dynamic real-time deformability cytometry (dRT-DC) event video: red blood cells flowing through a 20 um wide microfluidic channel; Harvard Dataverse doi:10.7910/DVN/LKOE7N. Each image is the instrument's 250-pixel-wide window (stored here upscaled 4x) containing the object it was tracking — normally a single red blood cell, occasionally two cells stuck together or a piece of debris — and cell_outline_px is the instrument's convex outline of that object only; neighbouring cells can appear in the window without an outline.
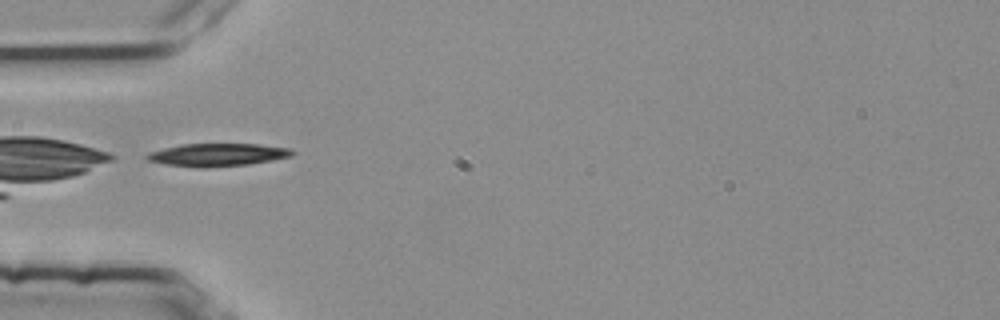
{"species": "common noctule bat (a hibernating species)", "species_latin": "Nyctalus noctula", "temperature_condition": "room temperature", "stored_images_in_passage": 3, "camera_frame_rate_fps": 3000, "um_per_image_px": 0.085, "animal": {"sex": "female", "body_mass_g": 25.1}, "frame": {"image": 1, "passage_image": 3, "time_ms": 0.667, "image_size_px": [1000, 320], "cell_outline_px": [[296, 152], [292, 156], [272, 160], [248, 164], [168, 164], [148, 160], [144, 156], [148, 152], [180, 144], [260, 144], [288, 148]], "centroid_in_image_um": [18.56, 13.09], "position_along_channel_um": 66.4, "area_um2": 18.03}}